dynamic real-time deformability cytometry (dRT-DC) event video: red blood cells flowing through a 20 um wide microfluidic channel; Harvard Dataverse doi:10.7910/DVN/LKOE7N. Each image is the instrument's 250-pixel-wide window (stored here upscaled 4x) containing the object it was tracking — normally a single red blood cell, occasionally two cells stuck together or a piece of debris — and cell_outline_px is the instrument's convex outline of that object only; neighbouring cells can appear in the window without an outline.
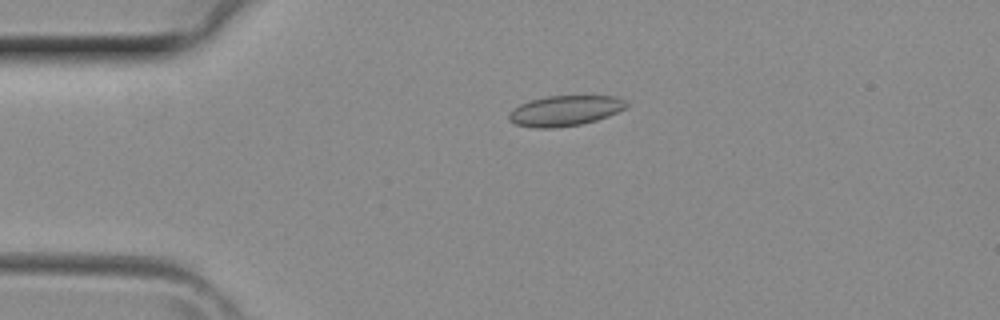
{"species": "common noctule bat (a hibernating species)", "species_latin": "Nyctalus noctula", "temperature_condition": "room temperature", "stored_images_in_passage": 4, "camera_frame_rate_fps": 3000, "um_per_image_px": 0.085, "animal": {"sex": "female", "body_mass_g": 29.2, "forearm_length_mm": 56.3}, "frame": {"image": 1, "passage_image": 3, "time_ms": 0.667, "image_size_px": [1000, 320], "cell_outline_px": [[628, 104], [624, 108], [608, 116], [596, 120], [580, 124], [556, 128], [536, 128], [516, 124], [508, 120], [508, 112], [512, 108], [520, 104], [532, 100], [548, 96], [616, 96], [624, 100]], "centroid_in_image_um": [47.98, 9.41], "position_along_channel_um": 37.0, "area_um2": 20.69}}